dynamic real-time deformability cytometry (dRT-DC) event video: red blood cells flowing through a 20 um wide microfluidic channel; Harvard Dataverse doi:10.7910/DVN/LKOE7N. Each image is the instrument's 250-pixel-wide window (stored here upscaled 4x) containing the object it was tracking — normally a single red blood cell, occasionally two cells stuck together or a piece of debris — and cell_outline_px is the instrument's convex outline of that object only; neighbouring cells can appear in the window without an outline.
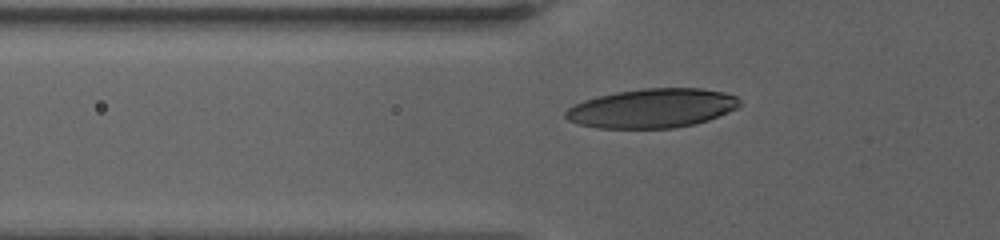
{"species": "human", "species_latin": "Homo sapiens", "temperature_condition": "warm", "stored_images_in_passage": 20, "camera_frame_rate_fps": 3000, "um_per_image_px": 0.085, "donor": {"sex": "female"}, "frame": {"image": 1, "passage_image": 5, "time_ms": 1.667, "image_size_px": [1000, 240], "cell_outline_px": [[740, 104], [736, 108], [728, 112], [708, 120], [696, 124], [676, 128], [596, 128], [576, 124], [568, 120], [564, 116], [564, 112], [568, 108], [584, 100], [596, 96], [616, 92], [640, 88], [700, 88], [724, 92], [736, 96], [740, 100]], "centroid_in_image_um": [55.41, 9.2], "position_along_channel_um": 70.4, "area_um2": 40.0}}
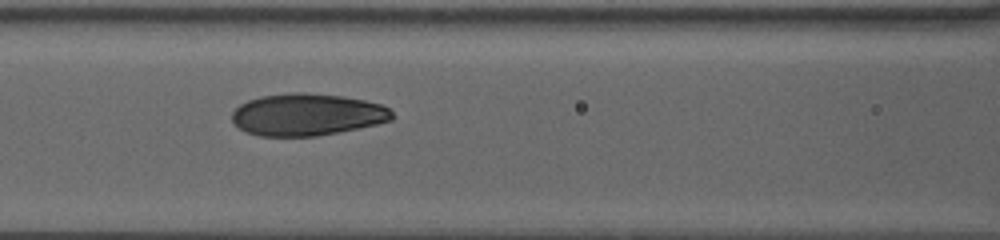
{"frame": {"image": 2, "passage_image": 11, "time_ms": 4.0, "image_size_px": [1000, 240], "cell_outline_px": [[392, 120], [376, 124], [316, 136], [260, 136], [244, 132], [232, 120], [232, 112], [240, 104], [248, 100], [260, 96], [292, 92], [304, 92], [344, 96], [364, 100], [380, 104], [388, 108], [392, 112]], "centroid_in_image_um": [26.07, 9.73], "position_along_channel_um": 140.5, "area_um2": 39.13}}
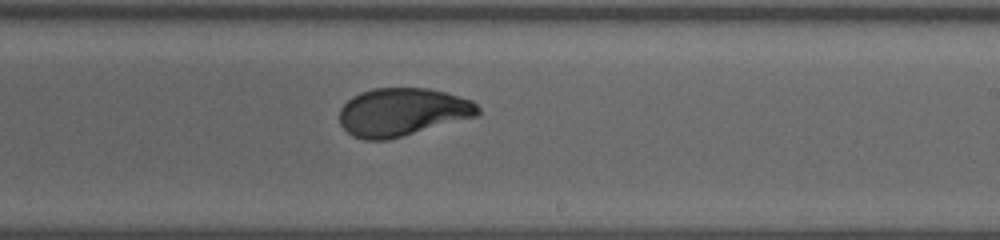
{"frame": {"image": 3, "passage_image": 20, "time_ms": 7.667, "image_size_px": [1000, 240], "cell_outline_px": [[480, 112], [476, 116], [388, 140], [364, 140], [352, 136], [340, 124], [340, 108], [352, 96], [360, 92], [372, 88], [428, 88], [444, 92], [472, 100], [480, 108]], "centroid_in_image_um": [34.17, 9.52], "position_along_channel_um": 254.8, "area_um2": 38.67}}